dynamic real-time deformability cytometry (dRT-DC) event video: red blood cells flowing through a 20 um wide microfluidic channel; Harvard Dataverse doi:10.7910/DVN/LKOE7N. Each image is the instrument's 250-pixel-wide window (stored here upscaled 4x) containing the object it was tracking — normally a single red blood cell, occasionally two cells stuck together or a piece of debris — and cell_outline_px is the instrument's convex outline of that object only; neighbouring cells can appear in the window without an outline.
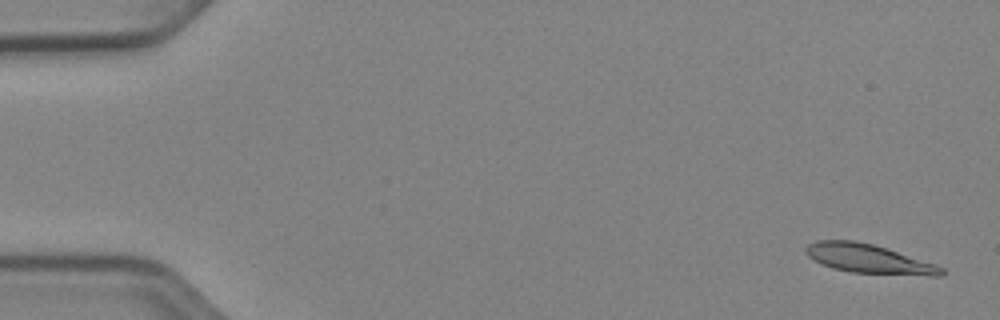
{"species": "Egyptian fruit bat (a non-hibernating species)", "species_latin": "Rousettus aegyptiacus", "temperature_condition": "cold", "stored_images_in_passage": 52, "camera_frame_rate_fps": 3000, "um_per_image_px": 0.085, "animal": {"sex": "female"}, "frame": {"image": 1, "passage_image": 2, "time_ms": 0.333, "image_size_px": [1000, 320], "cell_outline_px": [[944, 272], [940, 276], [928, 276], [852, 272], [832, 268], [820, 264], [808, 256], [804, 252], [804, 248], [808, 244], [816, 240], [856, 240], [872, 244], [936, 264], [944, 268]], "centroid_in_image_um": [73.8, 22.0], "position_along_channel_um": 11.2, "area_um2": 23.0}}
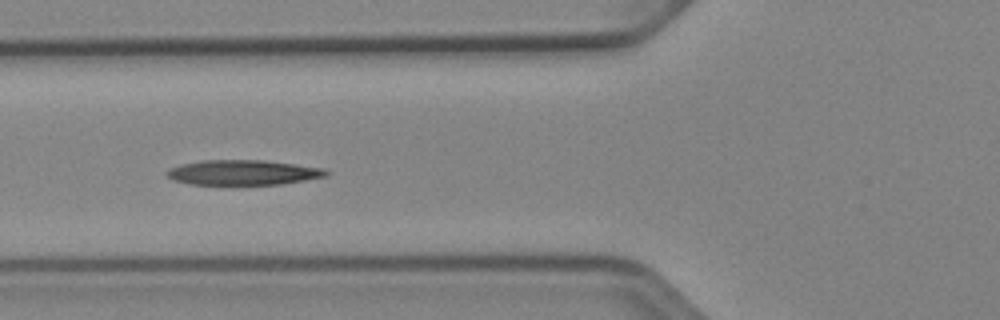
{"frame": {"image": 2, "passage_image": 20, "time_ms": 6.333, "image_size_px": [1000, 320], "cell_outline_px": [[332, 172], [328, 176], [280, 184], [188, 184], [172, 180], [164, 172], [168, 168], [180, 164], [200, 160], [264, 160], [324, 168]], "centroid_in_image_um": [20.64, 14.65], "position_along_channel_um": 105.2, "area_um2": 23.35}}
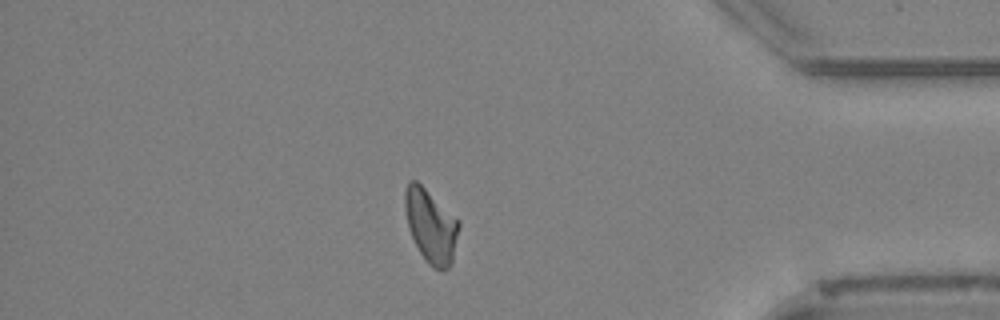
{"frame": {"image": 3, "passage_image": 45, "time_ms": 14.667, "image_size_px": [1000, 320], "cell_outline_px": [[460, 224], [452, 260], [448, 268], [440, 272], [432, 268], [428, 264], [420, 252], [408, 228], [404, 204], [404, 188], [408, 180], [416, 180], [460, 220]], "centroid_in_image_um": [36.61, 19.19], "position_along_channel_um": 398.6, "area_um2": 23.18}, "authors_computed_cell_mechanics": {"area_um2": 23.0044, "velocity_mm_per_s": 3.8988, "shape_relaxation_time_tau1_ms": 9.0324, "shape_relaxation_time_tau2_ms": null, "deformation_change_tau1": 0.2127, "deformation_change_tau2": null}}